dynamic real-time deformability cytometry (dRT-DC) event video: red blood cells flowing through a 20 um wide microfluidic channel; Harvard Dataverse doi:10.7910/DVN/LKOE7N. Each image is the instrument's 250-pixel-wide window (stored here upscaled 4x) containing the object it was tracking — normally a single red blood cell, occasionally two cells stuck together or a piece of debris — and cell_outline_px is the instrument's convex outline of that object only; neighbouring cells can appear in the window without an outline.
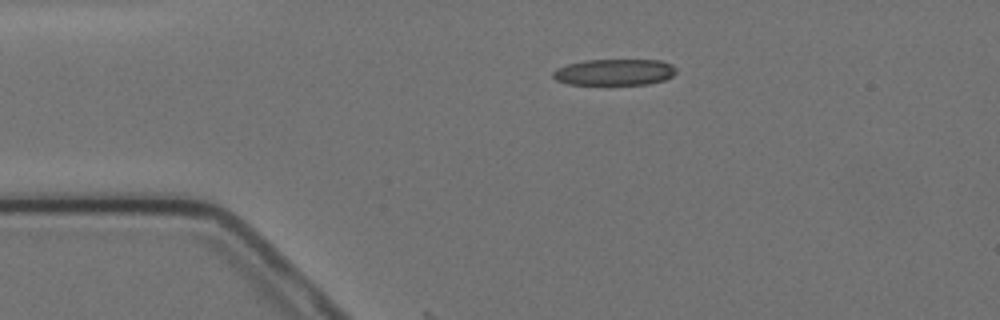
{"species": "Egyptian fruit bat (a non-hibernating species)", "species_latin": "Rousettus aegyptiacus", "temperature_condition": "cold", "stored_images_in_passage": 2, "camera_frame_rate_fps": 3000, "um_per_image_px": 0.085, "animal": {"sex": "female"}, "frame": {"image": 1, "passage_image": 1, "time_ms": 0.0, "image_size_px": [1000, 320], "cell_outline_px": [[676, 72], [672, 76], [664, 80], [648, 84], [568, 84], [556, 80], [552, 76], [552, 72], [556, 68], [568, 64], [584, 60], [660, 60], [672, 64], [676, 68]], "centroid_in_image_um": [52.22, 6.13], "position_along_channel_um": 32.8, "area_um2": 18.9}}